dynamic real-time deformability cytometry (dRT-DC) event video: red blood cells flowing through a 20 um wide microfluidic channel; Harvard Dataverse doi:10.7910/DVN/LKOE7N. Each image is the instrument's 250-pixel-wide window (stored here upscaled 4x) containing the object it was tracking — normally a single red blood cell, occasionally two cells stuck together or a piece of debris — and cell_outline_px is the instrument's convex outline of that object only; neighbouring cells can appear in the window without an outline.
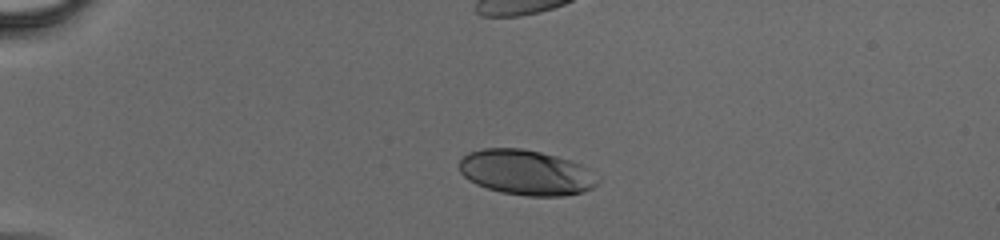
{"species": "human", "species_latin": "Homo sapiens", "temperature_condition": "cold", "stored_images_in_passage": 42, "camera_frame_rate_fps": 3000, "um_per_image_px": 0.085, "donor": {"sex": "male"}, "frame": {"image": 1, "passage_image": 7, "time_ms": 2.0, "image_size_px": [1000, 240], "cell_outline_px": [[600, 184], [584, 192], [564, 196], [528, 196], [500, 192], [476, 184], [468, 180], [460, 172], [460, 160], [468, 152], [484, 148], [520, 148], [540, 152], [572, 160], [588, 168], [600, 180]], "centroid_in_image_um": [44.75, 14.67], "position_along_channel_um": 40.2, "area_um2": 36.65}}